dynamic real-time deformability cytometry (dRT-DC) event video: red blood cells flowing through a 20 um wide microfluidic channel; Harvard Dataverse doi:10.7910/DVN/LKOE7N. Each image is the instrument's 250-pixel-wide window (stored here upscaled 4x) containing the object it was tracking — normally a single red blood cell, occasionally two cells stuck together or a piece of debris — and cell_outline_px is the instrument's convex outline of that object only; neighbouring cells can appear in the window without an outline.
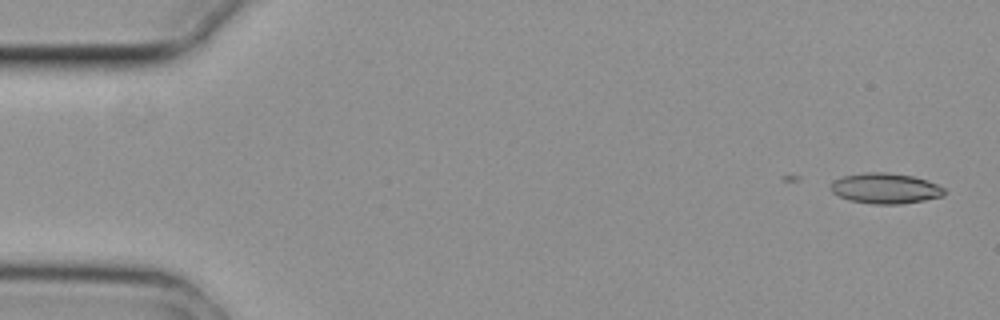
{"species": "common noctule bat (a hibernating species)", "species_latin": "Nyctalus noctula", "temperature_condition": "cold", "stored_images_in_passage": 5, "camera_frame_rate_fps": 3000, "um_per_image_px": 0.085, "animal": {"sex": "female", "body_mass_g": 29.2, "forearm_length_mm": 56.3}, "frame": {"image": 1, "passage_image": 2, "time_ms": 0.333, "image_size_px": [1000, 320], "cell_outline_px": [[944, 196], [924, 200], [900, 204], [872, 204], [848, 200], [832, 192], [828, 188], [836, 180], [844, 176], [864, 172], [888, 172], [912, 176], [928, 180], [944, 188]], "centroid_in_image_um": [75.25, 16.01], "position_along_channel_um": 9.7, "area_um2": 20.17}}
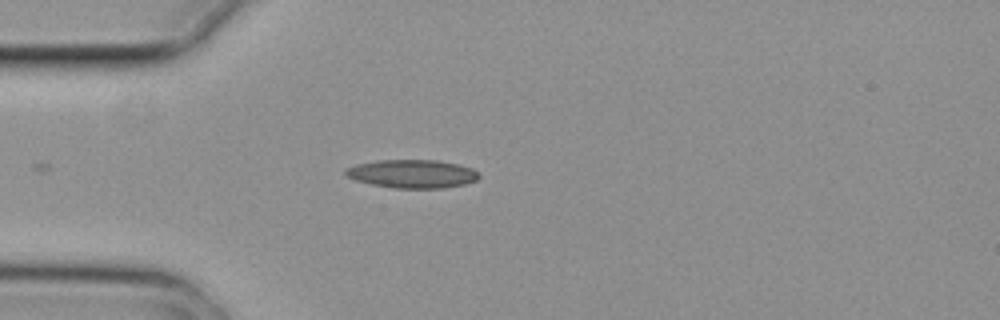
{"frame": {"image": 2, "passage_image": 5, "time_ms": 1.333, "image_size_px": [1000, 320], "cell_outline_px": [[480, 176], [476, 180], [464, 184], [444, 188], [392, 188], [372, 184], [356, 180], [348, 176], [344, 172], [344, 168], [356, 164], [376, 160], [436, 160], [460, 164], [472, 168]], "centroid_in_image_um": [35.03, 14.77], "position_along_channel_um": 50.0, "area_um2": 22.08}}